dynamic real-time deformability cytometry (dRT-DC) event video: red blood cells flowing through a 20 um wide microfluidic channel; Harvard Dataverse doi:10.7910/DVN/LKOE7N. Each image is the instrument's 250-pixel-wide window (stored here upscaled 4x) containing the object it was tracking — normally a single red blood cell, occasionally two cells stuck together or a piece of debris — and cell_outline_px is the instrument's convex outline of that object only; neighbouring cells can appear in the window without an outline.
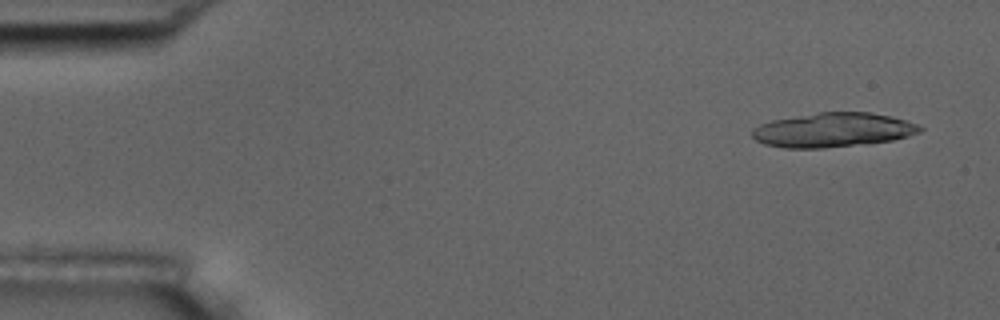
{"species": "common noctule bat (a hibernating species)", "species_latin": "Nyctalus noctula", "temperature_condition": "room temperature", "stored_images_in_passage": 8, "camera_frame_rate_fps": 3000, "um_per_image_px": 0.085, "animal": {"sex": "male", "body_mass_g": 17.5, "forearm_length_mm": 52.3}, "frame": {"image": 1, "passage_image": 1, "time_ms": 0.0, "image_size_px": [1000, 320], "cell_outline_px": [[924, 128], [920, 132], [908, 136], [892, 140], [864, 144], [824, 148], [784, 148], [764, 144], [756, 140], [752, 136], [752, 128], [760, 124], [772, 120], [820, 112], [868, 112], [892, 116], [916, 124]], "centroid_in_image_um": [70.79, 11.05], "position_along_channel_um": 14.2, "area_um2": 33.52}}
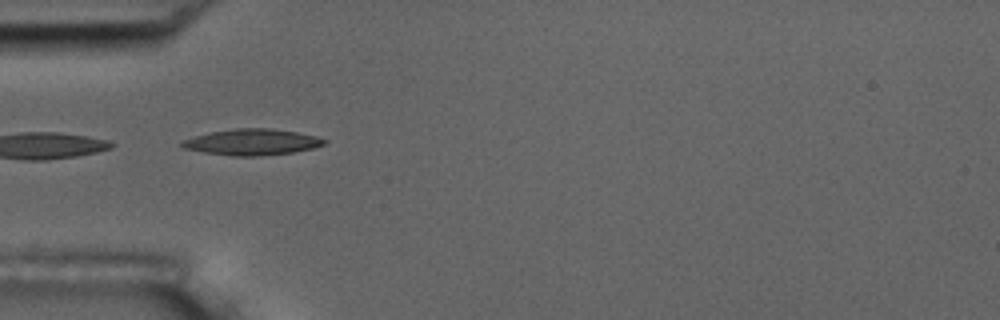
{"frame": {"image": 2, "passage_image": 5, "time_ms": 4.667, "image_size_px": [1000, 320], "cell_outline_px": [[328, 140], [324, 144], [312, 148], [292, 152], [260, 156], [232, 156], [204, 152], [184, 148], [180, 144], [180, 140], [192, 136], [212, 132], [236, 128], [272, 128], [296, 132], [316, 136]], "centroid_in_image_um": [21.39, 12.07], "position_along_channel_um": 63.6, "area_um2": 21.62}}
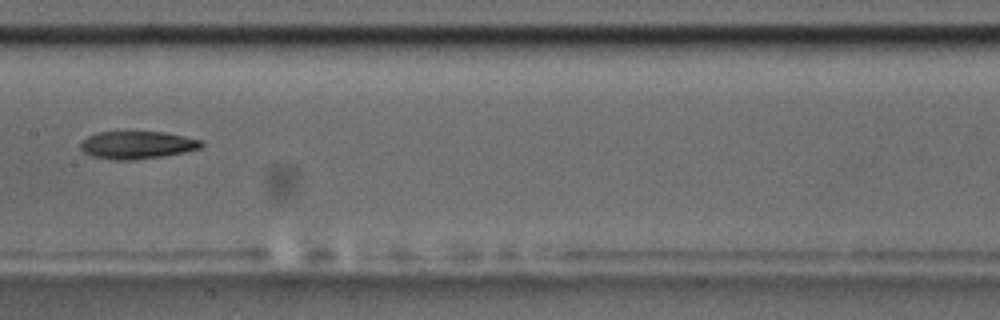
{"frame": {"image": 3, "passage_image": 8, "time_ms": 8.333, "image_size_px": [1000, 320], "cell_outline_px": [[204, 144], [200, 148], [184, 152], [160, 156], [132, 160], [116, 160], [92, 156], [84, 152], [80, 148], [80, 144], [88, 136], [96, 132], [164, 132], [204, 140]], "centroid_in_image_um": [11.67, 12.32], "position_along_channel_um": 195.7, "area_um2": 19.36}}